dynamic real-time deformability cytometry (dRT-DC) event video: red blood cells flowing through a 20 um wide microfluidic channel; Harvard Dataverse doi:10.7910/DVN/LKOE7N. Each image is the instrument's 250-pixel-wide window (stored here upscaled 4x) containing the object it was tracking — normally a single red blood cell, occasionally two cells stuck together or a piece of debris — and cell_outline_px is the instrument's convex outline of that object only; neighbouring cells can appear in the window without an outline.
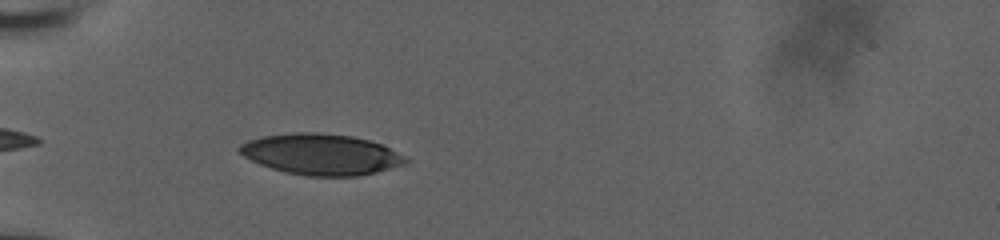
{"species": "human", "species_latin": "Homo sapiens", "temperature_condition": "room temperature", "stored_images_in_passage": 21, "camera_frame_rate_fps": 3000, "um_per_image_px": 0.085, "donor": {"sex": "male"}, "frame": {"image": 1, "passage_image": 1, "time_ms": 0.0, "image_size_px": [1000, 240], "cell_outline_px": [[408, 164], [376, 172], [356, 176], [308, 176], [284, 172], [260, 164], [244, 156], [236, 148], [240, 144], [248, 140], [264, 136], [292, 132], [316, 132], [352, 136], [384, 144], [404, 156], [408, 160]], "centroid_in_image_um": [27.31, 13.11], "position_along_channel_um": 57.7, "area_um2": 39.77}}
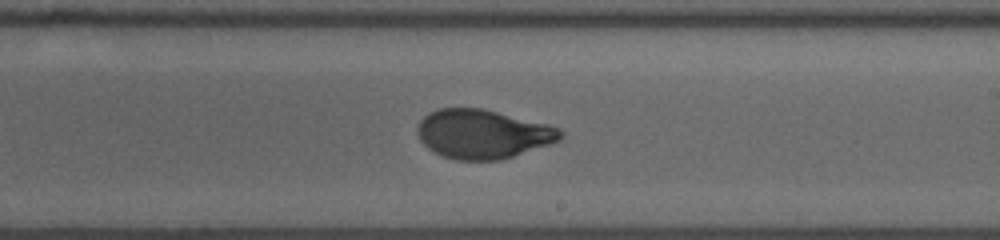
{"frame": {"image": 2, "passage_image": 10, "time_ms": 3.0, "image_size_px": [1000, 240], "cell_outline_px": [[564, 136], [560, 140], [500, 160], [456, 160], [444, 156], [428, 148], [420, 140], [416, 132], [416, 128], [420, 120], [428, 112], [440, 108], [480, 108], [548, 124], [560, 128], [564, 132]], "centroid_in_image_um": [41.02, 11.38], "position_along_channel_um": 248.0, "area_um2": 40.69}}
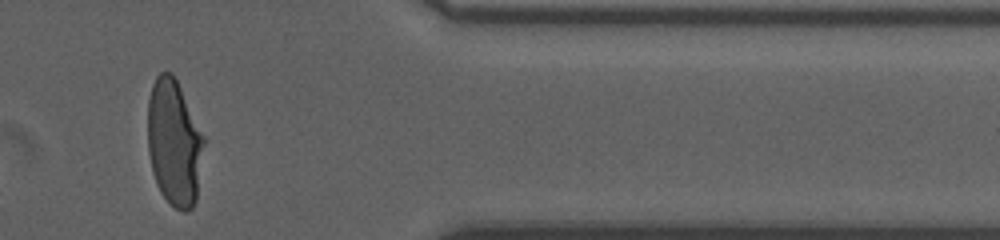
{"frame": {"image": 3, "passage_image": 17, "time_ms": 5.333, "image_size_px": [1000, 240], "cell_outline_px": [[204, 144], [196, 200], [192, 208], [188, 212], [180, 212], [160, 192], [156, 184], [152, 172], [148, 152], [148, 100], [152, 84], [156, 76], [160, 72], [172, 72], [204, 136]], "centroid_in_image_um": [14.79, 12.15], "position_along_channel_um": 396.6, "area_um2": 41.21}}